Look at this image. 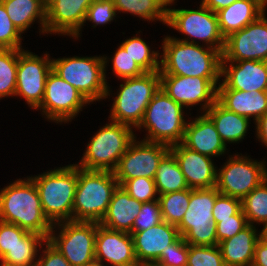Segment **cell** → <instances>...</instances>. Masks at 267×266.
I'll list each match as a JSON object with an SVG mask.
<instances>
[{
    "label": "cell",
    "instance_id": "obj_1",
    "mask_svg": "<svg viewBox=\"0 0 267 266\" xmlns=\"http://www.w3.org/2000/svg\"><path fill=\"white\" fill-rule=\"evenodd\" d=\"M0 220L38 233L46 239L53 226L43 213L38 190L30 176L17 179L1 189Z\"/></svg>",
    "mask_w": 267,
    "mask_h": 266
},
{
    "label": "cell",
    "instance_id": "obj_2",
    "mask_svg": "<svg viewBox=\"0 0 267 266\" xmlns=\"http://www.w3.org/2000/svg\"><path fill=\"white\" fill-rule=\"evenodd\" d=\"M162 42L160 75L221 78V51L171 36Z\"/></svg>",
    "mask_w": 267,
    "mask_h": 266
},
{
    "label": "cell",
    "instance_id": "obj_3",
    "mask_svg": "<svg viewBox=\"0 0 267 266\" xmlns=\"http://www.w3.org/2000/svg\"><path fill=\"white\" fill-rule=\"evenodd\" d=\"M30 178L38 190L43 213L49 222L54 225L73 221L78 166L70 164Z\"/></svg>",
    "mask_w": 267,
    "mask_h": 266
},
{
    "label": "cell",
    "instance_id": "obj_4",
    "mask_svg": "<svg viewBox=\"0 0 267 266\" xmlns=\"http://www.w3.org/2000/svg\"><path fill=\"white\" fill-rule=\"evenodd\" d=\"M118 186L114 172L78 167L73 221L100 223Z\"/></svg>",
    "mask_w": 267,
    "mask_h": 266
},
{
    "label": "cell",
    "instance_id": "obj_5",
    "mask_svg": "<svg viewBox=\"0 0 267 266\" xmlns=\"http://www.w3.org/2000/svg\"><path fill=\"white\" fill-rule=\"evenodd\" d=\"M52 60V70L91 103L110 96L106 80L107 56L67 57Z\"/></svg>",
    "mask_w": 267,
    "mask_h": 266
},
{
    "label": "cell",
    "instance_id": "obj_6",
    "mask_svg": "<svg viewBox=\"0 0 267 266\" xmlns=\"http://www.w3.org/2000/svg\"><path fill=\"white\" fill-rule=\"evenodd\" d=\"M184 107L176 103L161 88L148 104L138 129L148 131L143 140L168 146L182 143L187 122Z\"/></svg>",
    "mask_w": 267,
    "mask_h": 266
},
{
    "label": "cell",
    "instance_id": "obj_7",
    "mask_svg": "<svg viewBox=\"0 0 267 266\" xmlns=\"http://www.w3.org/2000/svg\"><path fill=\"white\" fill-rule=\"evenodd\" d=\"M135 138L132 127L111 121L93 135L81 161L76 165L86 170L114 172Z\"/></svg>",
    "mask_w": 267,
    "mask_h": 266
},
{
    "label": "cell",
    "instance_id": "obj_8",
    "mask_svg": "<svg viewBox=\"0 0 267 266\" xmlns=\"http://www.w3.org/2000/svg\"><path fill=\"white\" fill-rule=\"evenodd\" d=\"M122 81L109 118L111 121L137 128L148 104L160 89V73L145 72L141 76Z\"/></svg>",
    "mask_w": 267,
    "mask_h": 266
},
{
    "label": "cell",
    "instance_id": "obj_9",
    "mask_svg": "<svg viewBox=\"0 0 267 266\" xmlns=\"http://www.w3.org/2000/svg\"><path fill=\"white\" fill-rule=\"evenodd\" d=\"M220 193L216 187L191 189L190 201L183 220L177 226L180 236L194 246L218 245L212 210Z\"/></svg>",
    "mask_w": 267,
    "mask_h": 266
},
{
    "label": "cell",
    "instance_id": "obj_10",
    "mask_svg": "<svg viewBox=\"0 0 267 266\" xmlns=\"http://www.w3.org/2000/svg\"><path fill=\"white\" fill-rule=\"evenodd\" d=\"M56 225L60 229L59 234L55 233ZM96 233L97 222L64 221L52 226L47 241L72 266H85L95 261Z\"/></svg>",
    "mask_w": 267,
    "mask_h": 266
},
{
    "label": "cell",
    "instance_id": "obj_11",
    "mask_svg": "<svg viewBox=\"0 0 267 266\" xmlns=\"http://www.w3.org/2000/svg\"><path fill=\"white\" fill-rule=\"evenodd\" d=\"M166 24L181 34H185L187 38H193V40L176 37L174 39L195 44L202 41L205 46L223 52L225 38L220 32L217 15L202 3L198 10L167 8Z\"/></svg>",
    "mask_w": 267,
    "mask_h": 266
},
{
    "label": "cell",
    "instance_id": "obj_12",
    "mask_svg": "<svg viewBox=\"0 0 267 266\" xmlns=\"http://www.w3.org/2000/svg\"><path fill=\"white\" fill-rule=\"evenodd\" d=\"M266 161H256L247 156H229L217 170L216 189L220 194L243 199L267 178Z\"/></svg>",
    "mask_w": 267,
    "mask_h": 266
},
{
    "label": "cell",
    "instance_id": "obj_13",
    "mask_svg": "<svg viewBox=\"0 0 267 266\" xmlns=\"http://www.w3.org/2000/svg\"><path fill=\"white\" fill-rule=\"evenodd\" d=\"M89 104L85 97L56 72L50 71L41 105L37 108L47 120L57 123L71 122Z\"/></svg>",
    "mask_w": 267,
    "mask_h": 266
},
{
    "label": "cell",
    "instance_id": "obj_14",
    "mask_svg": "<svg viewBox=\"0 0 267 266\" xmlns=\"http://www.w3.org/2000/svg\"><path fill=\"white\" fill-rule=\"evenodd\" d=\"M170 152V146L163 143L136 141L129 144L114 170L119 186L132 178L154 179L161 160Z\"/></svg>",
    "mask_w": 267,
    "mask_h": 266
},
{
    "label": "cell",
    "instance_id": "obj_15",
    "mask_svg": "<svg viewBox=\"0 0 267 266\" xmlns=\"http://www.w3.org/2000/svg\"><path fill=\"white\" fill-rule=\"evenodd\" d=\"M49 56L46 53L40 57L29 50L18 49L15 96L24 98L33 110L42 103L46 79L52 70Z\"/></svg>",
    "mask_w": 267,
    "mask_h": 266
},
{
    "label": "cell",
    "instance_id": "obj_16",
    "mask_svg": "<svg viewBox=\"0 0 267 266\" xmlns=\"http://www.w3.org/2000/svg\"><path fill=\"white\" fill-rule=\"evenodd\" d=\"M220 78L160 75V88L183 107L202 103L203 113L217 101ZM219 81V82H218Z\"/></svg>",
    "mask_w": 267,
    "mask_h": 266
},
{
    "label": "cell",
    "instance_id": "obj_17",
    "mask_svg": "<svg viewBox=\"0 0 267 266\" xmlns=\"http://www.w3.org/2000/svg\"><path fill=\"white\" fill-rule=\"evenodd\" d=\"M267 61V17L255 21L225 38L222 61Z\"/></svg>",
    "mask_w": 267,
    "mask_h": 266
},
{
    "label": "cell",
    "instance_id": "obj_18",
    "mask_svg": "<svg viewBox=\"0 0 267 266\" xmlns=\"http://www.w3.org/2000/svg\"><path fill=\"white\" fill-rule=\"evenodd\" d=\"M93 0H46L45 33L78 39Z\"/></svg>",
    "mask_w": 267,
    "mask_h": 266
},
{
    "label": "cell",
    "instance_id": "obj_19",
    "mask_svg": "<svg viewBox=\"0 0 267 266\" xmlns=\"http://www.w3.org/2000/svg\"><path fill=\"white\" fill-rule=\"evenodd\" d=\"M221 77L217 89L267 91V61H222Z\"/></svg>",
    "mask_w": 267,
    "mask_h": 266
},
{
    "label": "cell",
    "instance_id": "obj_20",
    "mask_svg": "<svg viewBox=\"0 0 267 266\" xmlns=\"http://www.w3.org/2000/svg\"><path fill=\"white\" fill-rule=\"evenodd\" d=\"M95 261L111 266H140L136 260L130 233L114 231L97 223Z\"/></svg>",
    "mask_w": 267,
    "mask_h": 266
},
{
    "label": "cell",
    "instance_id": "obj_21",
    "mask_svg": "<svg viewBox=\"0 0 267 266\" xmlns=\"http://www.w3.org/2000/svg\"><path fill=\"white\" fill-rule=\"evenodd\" d=\"M131 236L136 260L140 266H145L153 264L180 234L177 226L162 221L144 231H133Z\"/></svg>",
    "mask_w": 267,
    "mask_h": 266
},
{
    "label": "cell",
    "instance_id": "obj_22",
    "mask_svg": "<svg viewBox=\"0 0 267 266\" xmlns=\"http://www.w3.org/2000/svg\"><path fill=\"white\" fill-rule=\"evenodd\" d=\"M170 152L175 156L189 188L216 186L217 169L212 157L193 151L182 143L170 146Z\"/></svg>",
    "mask_w": 267,
    "mask_h": 266
},
{
    "label": "cell",
    "instance_id": "obj_23",
    "mask_svg": "<svg viewBox=\"0 0 267 266\" xmlns=\"http://www.w3.org/2000/svg\"><path fill=\"white\" fill-rule=\"evenodd\" d=\"M182 144L200 154L218 157L225 154L227 146L221 140L215 124L204 113L186 124Z\"/></svg>",
    "mask_w": 267,
    "mask_h": 266
},
{
    "label": "cell",
    "instance_id": "obj_24",
    "mask_svg": "<svg viewBox=\"0 0 267 266\" xmlns=\"http://www.w3.org/2000/svg\"><path fill=\"white\" fill-rule=\"evenodd\" d=\"M142 203L118 186L113 193L105 216L100 225L114 231L133 232V224L138 216Z\"/></svg>",
    "mask_w": 267,
    "mask_h": 266
},
{
    "label": "cell",
    "instance_id": "obj_25",
    "mask_svg": "<svg viewBox=\"0 0 267 266\" xmlns=\"http://www.w3.org/2000/svg\"><path fill=\"white\" fill-rule=\"evenodd\" d=\"M263 0H237L216 12L219 29L224 38L255 21L266 11Z\"/></svg>",
    "mask_w": 267,
    "mask_h": 266
},
{
    "label": "cell",
    "instance_id": "obj_26",
    "mask_svg": "<svg viewBox=\"0 0 267 266\" xmlns=\"http://www.w3.org/2000/svg\"><path fill=\"white\" fill-rule=\"evenodd\" d=\"M217 101L226 109L256 122L267 112V91L217 89Z\"/></svg>",
    "mask_w": 267,
    "mask_h": 266
},
{
    "label": "cell",
    "instance_id": "obj_27",
    "mask_svg": "<svg viewBox=\"0 0 267 266\" xmlns=\"http://www.w3.org/2000/svg\"><path fill=\"white\" fill-rule=\"evenodd\" d=\"M263 231L258 233L253 225H248L232 238L218 243L225 266H251L255 246Z\"/></svg>",
    "mask_w": 267,
    "mask_h": 266
},
{
    "label": "cell",
    "instance_id": "obj_28",
    "mask_svg": "<svg viewBox=\"0 0 267 266\" xmlns=\"http://www.w3.org/2000/svg\"><path fill=\"white\" fill-rule=\"evenodd\" d=\"M205 114L215 124L225 145L239 143L246 136L250 119L226 109L218 101L211 105Z\"/></svg>",
    "mask_w": 267,
    "mask_h": 266
},
{
    "label": "cell",
    "instance_id": "obj_29",
    "mask_svg": "<svg viewBox=\"0 0 267 266\" xmlns=\"http://www.w3.org/2000/svg\"><path fill=\"white\" fill-rule=\"evenodd\" d=\"M10 20L17 29L24 33L31 24L38 20L40 32L45 34L46 0H0Z\"/></svg>",
    "mask_w": 267,
    "mask_h": 266
},
{
    "label": "cell",
    "instance_id": "obj_30",
    "mask_svg": "<svg viewBox=\"0 0 267 266\" xmlns=\"http://www.w3.org/2000/svg\"><path fill=\"white\" fill-rule=\"evenodd\" d=\"M154 181L158 195L189 189L180 166L171 152L159 163Z\"/></svg>",
    "mask_w": 267,
    "mask_h": 266
},
{
    "label": "cell",
    "instance_id": "obj_31",
    "mask_svg": "<svg viewBox=\"0 0 267 266\" xmlns=\"http://www.w3.org/2000/svg\"><path fill=\"white\" fill-rule=\"evenodd\" d=\"M46 240L38 233L28 232L0 260L18 266H35L39 249H43Z\"/></svg>",
    "mask_w": 267,
    "mask_h": 266
},
{
    "label": "cell",
    "instance_id": "obj_32",
    "mask_svg": "<svg viewBox=\"0 0 267 266\" xmlns=\"http://www.w3.org/2000/svg\"><path fill=\"white\" fill-rule=\"evenodd\" d=\"M119 13L126 12L149 21L167 22V6L164 0H113Z\"/></svg>",
    "mask_w": 267,
    "mask_h": 266
},
{
    "label": "cell",
    "instance_id": "obj_33",
    "mask_svg": "<svg viewBox=\"0 0 267 266\" xmlns=\"http://www.w3.org/2000/svg\"><path fill=\"white\" fill-rule=\"evenodd\" d=\"M241 207L248 224L267 227V178L241 200Z\"/></svg>",
    "mask_w": 267,
    "mask_h": 266
},
{
    "label": "cell",
    "instance_id": "obj_34",
    "mask_svg": "<svg viewBox=\"0 0 267 266\" xmlns=\"http://www.w3.org/2000/svg\"><path fill=\"white\" fill-rule=\"evenodd\" d=\"M158 201L163 221L178 226L189 206L190 188L158 195Z\"/></svg>",
    "mask_w": 267,
    "mask_h": 266
},
{
    "label": "cell",
    "instance_id": "obj_35",
    "mask_svg": "<svg viewBox=\"0 0 267 266\" xmlns=\"http://www.w3.org/2000/svg\"><path fill=\"white\" fill-rule=\"evenodd\" d=\"M120 45L145 72L160 71V53L151 51L149 45L141 37L133 36Z\"/></svg>",
    "mask_w": 267,
    "mask_h": 266
},
{
    "label": "cell",
    "instance_id": "obj_36",
    "mask_svg": "<svg viewBox=\"0 0 267 266\" xmlns=\"http://www.w3.org/2000/svg\"><path fill=\"white\" fill-rule=\"evenodd\" d=\"M18 49H0V99L15 96Z\"/></svg>",
    "mask_w": 267,
    "mask_h": 266
},
{
    "label": "cell",
    "instance_id": "obj_37",
    "mask_svg": "<svg viewBox=\"0 0 267 266\" xmlns=\"http://www.w3.org/2000/svg\"><path fill=\"white\" fill-rule=\"evenodd\" d=\"M187 266H225L221 251L216 246L188 244Z\"/></svg>",
    "mask_w": 267,
    "mask_h": 266
},
{
    "label": "cell",
    "instance_id": "obj_38",
    "mask_svg": "<svg viewBox=\"0 0 267 266\" xmlns=\"http://www.w3.org/2000/svg\"><path fill=\"white\" fill-rule=\"evenodd\" d=\"M121 187L129 194V196L141 203L158 200V197L155 198L158 193L154 179L147 177L132 178L127 180Z\"/></svg>",
    "mask_w": 267,
    "mask_h": 266
},
{
    "label": "cell",
    "instance_id": "obj_39",
    "mask_svg": "<svg viewBox=\"0 0 267 266\" xmlns=\"http://www.w3.org/2000/svg\"><path fill=\"white\" fill-rule=\"evenodd\" d=\"M112 60L113 72L122 79L138 77L145 73V71L136 63L135 60L128 54V52L120 45L115 51Z\"/></svg>",
    "mask_w": 267,
    "mask_h": 266
},
{
    "label": "cell",
    "instance_id": "obj_40",
    "mask_svg": "<svg viewBox=\"0 0 267 266\" xmlns=\"http://www.w3.org/2000/svg\"><path fill=\"white\" fill-rule=\"evenodd\" d=\"M21 34L0 1V49H22Z\"/></svg>",
    "mask_w": 267,
    "mask_h": 266
},
{
    "label": "cell",
    "instance_id": "obj_41",
    "mask_svg": "<svg viewBox=\"0 0 267 266\" xmlns=\"http://www.w3.org/2000/svg\"><path fill=\"white\" fill-rule=\"evenodd\" d=\"M188 243L180 236L173 244L169 245L166 252L153 263L156 266H187Z\"/></svg>",
    "mask_w": 267,
    "mask_h": 266
},
{
    "label": "cell",
    "instance_id": "obj_42",
    "mask_svg": "<svg viewBox=\"0 0 267 266\" xmlns=\"http://www.w3.org/2000/svg\"><path fill=\"white\" fill-rule=\"evenodd\" d=\"M116 13L117 11L113 0H93L87 10L84 23L86 21H92V23L95 24L92 27L95 28L98 24L104 25L114 20Z\"/></svg>",
    "mask_w": 267,
    "mask_h": 266
},
{
    "label": "cell",
    "instance_id": "obj_43",
    "mask_svg": "<svg viewBox=\"0 0 267 266\" xmlns=\"http://www.w3.org/2000/svg\"><path fill=\"white\" fill-rule=\"evenodd\" d=\"M163 221L158 200L142 203L138 216L133 224V231H144Z\"/></svg>",
    "mask_w": 267,
    "mask_h": 266
},
{
    "label": "cell",
    "instance_id": "obj_44",
    "mask_svg": "<svg viewBox=\"0 0 267 266\" xmlns=\"http://www.w3.org/2000/svg\"><path fill=\"white\" fill-rule=\"evenodd\" d=\"M248 221L242 208L235 214L226 219H219L216 223V235L218 243L232 238L248 226Z\"/></svg>",
    "mask_w": 267,
    "mask_h": 266
},
{
    "label": "cell",
    "instance_id": "obj_45",
    "mask_svg": "<svg viewBox=\"0 0 267 266\" xmlns=\"http://www.w3.org/2000/svg\"><path fill=\"white\" fill-rule=\"evenodd\" d=\"M27 233L28 231L13 223L0 220V259Z\"/></svg>",
    "mask_w": 267,
    "mask_h": 266
},
{
    "label": "cell",
    "instance_id": "obj_46",
    "mask_svg": "<svg viewBox=\"0 0 267 266\" xmlns=\"http://www.w3.org/2000/svg\"><path fill=\"white\" fill-rule=\"evenodd\" d=\"M241 199L219 194L212 210L213 221L219 222V219H226L235 215L241 209Z\"/></svg>",
    "mask_w": 267,
    "mask_h": 266
},
{
    "label": "cell",
    "instance_id": "obj_47",
    "mask_svg": "<svg viewBox=\"0 0 267 266\" xmlns=\"http://www.w3.org/2000/svg\"><path fill=\"white\" fill-rule=\"evenodd\" d=\"M41 256L38 255L35 266H72L65 257L47 240Z\"/></svg>",
    "mask_w": 267,
    "mask_h": 266
},
{
    "label": "cell",
    "instance_id": "obj_48",
    "mask_svg": "<svg viewBox=\"0 0 267 266\" xmlns=\"http://www.w3.org/2000/svg\"><path fill=\"white\" fill-rule=\"evenodd\" d=\"M252 266H267V235L262 234L255 246Z\"/></svg>",
    "mask_w": 267,
    "mask_h": 266
},
{
    "label": "cell",
    "instance_id": "obj_49",
    "mask_svg": "<svg viewBox=\"0 0 267 266\" xmlns=\"http://www.w3.org/2000/svg\"><path fill=\"white\" fill-rule=\"evenodd\" d=\"M256 136L267 147V112L256 122Z\"/></svg>",
    "mask_w": 267,
    "mask_h": 266
},
{
    "label": "cell",
    "instance_id": "obj_50",
    "mask_svg": "<svg viewBox=\"0 0 267 266\" xmlns=\"http://www.w3.org/2000/svg\"><path fill=\"white\" fill-rule=\"evenodd\" d=\"M202 4L213 12H218L221 9L228 7L230 4L237 0H201Z\"/></svg>",
    "mask_w": 267,
    "mask_h": 266
},
{
    "label": "cell",
    "instance_id": "obj_51",
    "mask_svg": "<svg viewBox=\"0 0 267 266\" xmlns=\"http://www.w3.org/2000/svg\"><path fill=\"white\" fill-rule=\"evenodd\" d=\"M85 266H107V265H103V263H101V262L94 261V262L87 264Z\"/></svg>",
    "mask_w": 267,
    "mask_h": 266
},
{
    "label": "cell",
    "instance_id": "obj_52",
    "mask_svg": "<svg viewBox=\"0 0 267 266\" xmlns=\"http://www.w3.org/2000/svg\"><path fill=\"white\" fill-rule=\"evenodd\" d=\"M0 261H1L0 262V266H18L16 264L7 263V262H5L3 260H0Z\"/></svg>",
    "mask_w": 267,
    "mask_h": 266
},
{
    "label": "cell",
    "instance_id": "obj_53",
    "mask_svg": "<svg viewBox=\"0 0 267 266\" xmlns=\"http://www.w3.org/2000/svg\"><path fill=\"white\" fill-rule=\"evenodd\" d=\"M168 6L172 5L175 0H164Z\"/></svg>",
    "mask_w": 267,
    "mask_h": 266
},
{
    "label": "cell",
    "instance_id": "obj_54",
    "mask_svg": "<svg viewBox=\"0 0 267 266\" xmlns=\"http://www.w3.org/2000/svg\"><path fill=\"white\" fill-rule=\"evenodd\" d=\"M263 234L267 235V227L265 229H262Z\"/></svg>",
    "mask_w": 267,
    "mask_h": 266
}]
</instances>
